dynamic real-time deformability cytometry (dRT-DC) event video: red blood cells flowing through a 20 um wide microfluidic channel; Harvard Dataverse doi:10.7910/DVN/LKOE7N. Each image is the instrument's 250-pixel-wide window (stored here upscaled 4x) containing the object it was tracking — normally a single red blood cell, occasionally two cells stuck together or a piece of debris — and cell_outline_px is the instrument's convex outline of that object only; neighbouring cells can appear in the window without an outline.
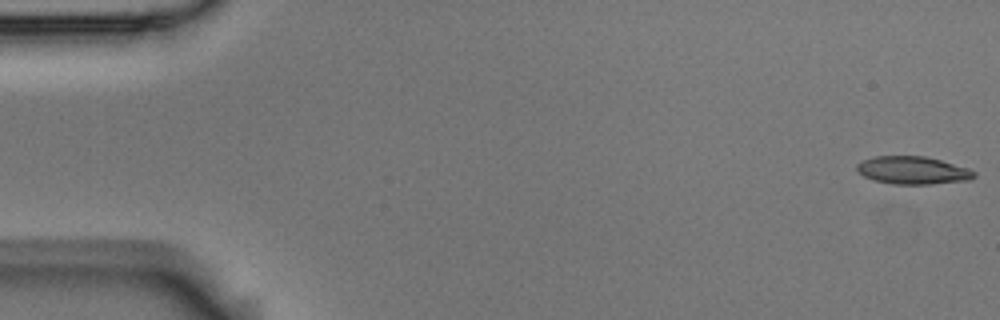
{"species": "Egyptian fruit bat (a non-hibernating species)", "species_latin": "Rousettus aegyptiacus", "temperature_condition": "room temperature", "stored_images_in_passage": 54, "camera_frame_rate_fps": 3000, "um_per_image_px": 0.085, "animal": {"sex": "male"}, "frame": {"image": 1, "passage_image": 1, "time_ms": 0.0, "image_size_px": [1000, 320], "cell_outline_px": [[976, 176], [972, 180], [932, 184], [892, 184], [872, 180], [864, 176], [856, 168], [856, 164], [864, 160], [876, 156], [924, 156], [940, 160], [968, 168], [976, 172]], "centroid_in_image_um": [77.61, 14.49], "position_along_channel_um": 7.4, "area_um2": 19.02}}
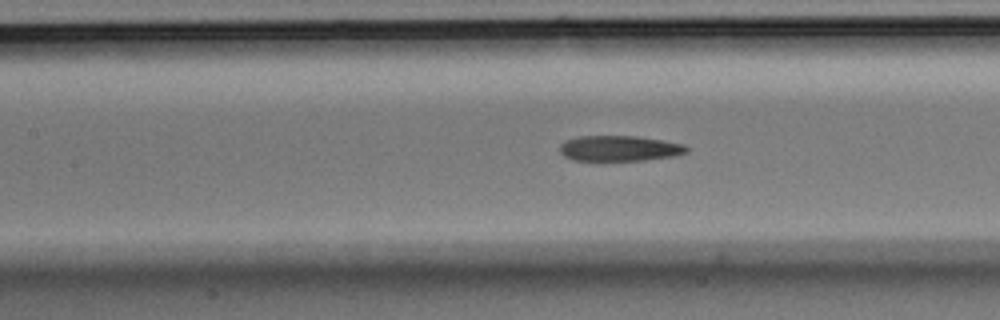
{"frame": {"image": 2, "passage_image": 24, "time_ms": 7.667, "image_size_px": [1000, 320], "cell_outline_px": [[688, 152], [676, 156], [644, 160], [572, 160], [564, 156], [560, 152], [560, 144], [564, 140], [576, 136], [636, 136], [664, 140], [684, 144], [688, 148]], "centroid_in_image_um": [52.65, 12.6], "position_along_channel_um": 154.7, "area_um2": 19.02}}
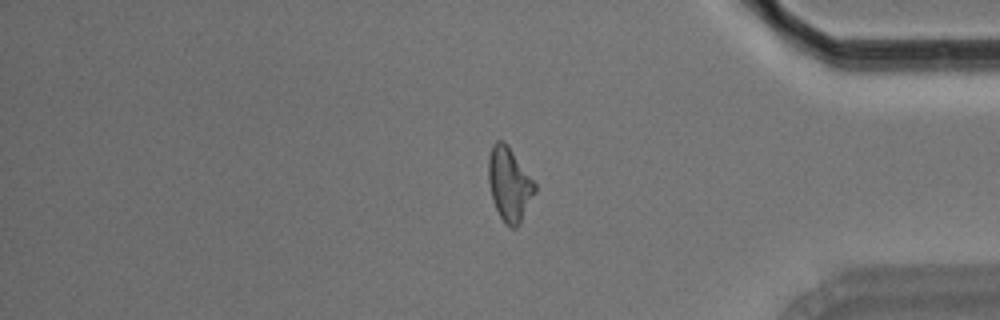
{"frame": {"image": 3, "passage_image": 45, "time_ms": 14.667, "image_size_px": [1000, 320], "cell_outline_px": [[536, 192], [516, 228], [512, 228], [504, 224], [492, 200], [488, 180], [488, 156], [492, 144], [496, 140], [504, 140], [508, 144], [536, 184]], "centroid_in_image_um": [43.27, 15.62], "position_along_channel_um": 391.9, "area_um2": 20.06}, "authors_computed_cell_mechanics": {"area_um2": 19.5364, "velocity_mm_per_s": 3.7281, "shape_relaxation_time_tau1_ms": null, "shape_relaxation_time_tau2_ms": 3.6237, "deformation_change_tau1": null, "deformation_change_tau2": 0.1315}}